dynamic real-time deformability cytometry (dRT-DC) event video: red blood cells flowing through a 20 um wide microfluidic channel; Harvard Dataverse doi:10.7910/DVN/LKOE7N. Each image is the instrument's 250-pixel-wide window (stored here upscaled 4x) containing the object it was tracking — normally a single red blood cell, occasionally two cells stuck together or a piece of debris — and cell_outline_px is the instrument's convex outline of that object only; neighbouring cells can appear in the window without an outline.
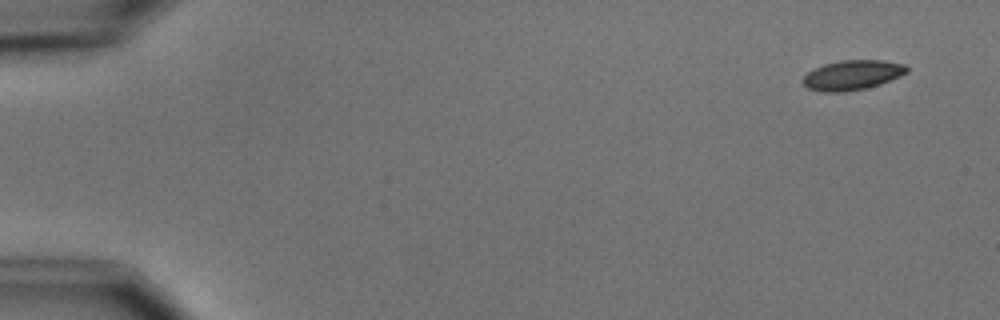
{"species": "common noctule bat (a hibernating species)", "species_latin": "Nyctalus noctula", "temperature_condition": "cold", "stored_images_in_passage": 6, "camera_frame_rate_fps": 3000, "um_per_image_px": 0.085, "animal": {"sex": "male", "body_mass_g": 15.6}, "frame": {"image": 1, "passage_image": 1, "time_ms": 0.0, "image_size_px": [1000, 320], "cell_outline_px": [[908, 72], [900, 76], [880, 84], [864, 88], [844, 92], [820, 92], [808, 88], [800, 80], [808, 72], [824, 64], [840, 60], [884, 60], [908, 64]], "centroid_in_image_um": [72.46, 6.37], "position_along_channel_um": 12.5, "area_um2": 18.15}}